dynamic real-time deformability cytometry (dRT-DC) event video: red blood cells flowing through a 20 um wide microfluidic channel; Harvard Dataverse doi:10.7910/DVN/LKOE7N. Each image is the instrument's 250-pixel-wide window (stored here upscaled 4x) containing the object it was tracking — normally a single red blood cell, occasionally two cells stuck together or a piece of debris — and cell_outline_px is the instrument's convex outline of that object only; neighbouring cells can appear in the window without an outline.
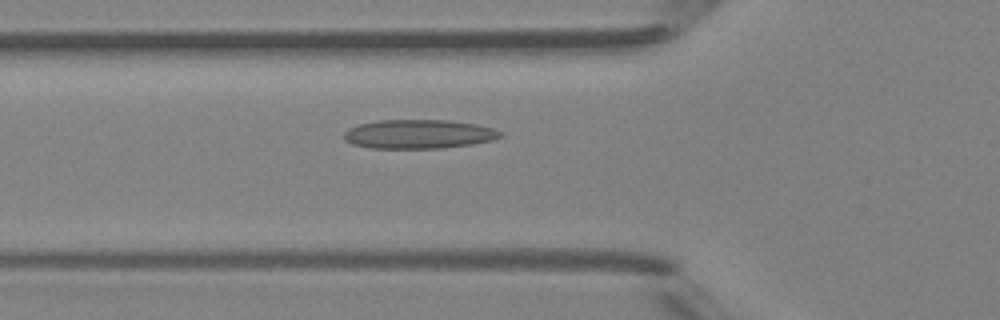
{"species": "Egyptian fruit bat (a non-hibernating species)", "species_latin": "Rousettus aegyptiacus", "temperature_condition": "room temperature", "stored_images_in_passage": 44, "camera_frame_rate_fps": 3000, "um_per_image_px": 0.085, "animal": {"sex": "female"}, "frame": {"image": 1, "passage_image": 15, "time_ms": 4.667, "image_size_px": [1000, 320], "cell_outline_px": [[504, 136], [492, 140], [472, 144], [440, 148], [372, 148], [352, 144], [344, 140], [344, 132], [348, 128], [360, 124], [376, 120], [448, 120], [476, 124], [492, 128], [504, 132]], "centroid_in_image_um": [35.6, 11.39], "position_along_channel_um": 90.2, "area_um2": 26.53}}
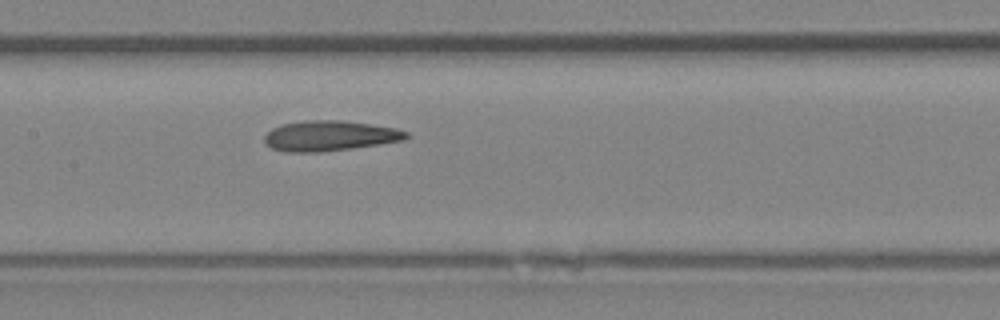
{"frame": {"image": 2, "passage_image": 21, "time_ms": 6.667, "image_size_px": [1000, 320], "cell_outline_px": [[412, 136], [404, 140], [380, 144], [352, 148], [320, 152], [284, 152], [272, 148], [264, 144], [264, 136], [272, 128], [280, 124], [304, 120], [340, 120], [396, 128], [408, 132]], "centroid_in_image_um": [28.01, 11.54], "position_along_channel_um": 179.4, "area_um2": 25.2}}
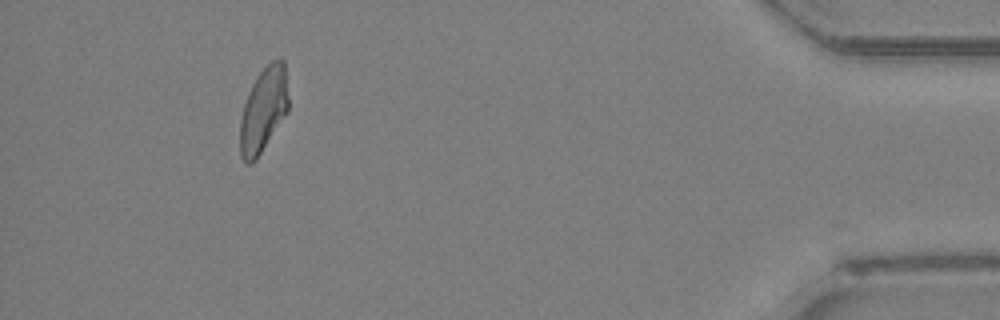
{"frame": {"image": 3, "passage_image": 41, "time_ms": 13.333, "image_size_px": [1000, 320], "cell_outline_px": [[288, 112], [256, 160], [252, 164], [248, 164], [240, 156], [240, 120], [244, 104], [248, 92], [256, 76], [272, 60], [280, 56], [284, 60], [288, 96]], "centroid_in_image_um": [22.4, 9.33], "position_along_channel_um": 412.8, "area_um2": 24.04}, "authors_computed_cell_mechanics": {"area_um2": 24.9985, "velocity_mm_per_s": 4.4602, "shape_relaxation_time_tau1_ms": 7.6104, "shape_relaxation_time_tau2_ms": 2.6235, "deformation_change_tau1": 0.156, "deformation_change_tau2": 0.1059}}